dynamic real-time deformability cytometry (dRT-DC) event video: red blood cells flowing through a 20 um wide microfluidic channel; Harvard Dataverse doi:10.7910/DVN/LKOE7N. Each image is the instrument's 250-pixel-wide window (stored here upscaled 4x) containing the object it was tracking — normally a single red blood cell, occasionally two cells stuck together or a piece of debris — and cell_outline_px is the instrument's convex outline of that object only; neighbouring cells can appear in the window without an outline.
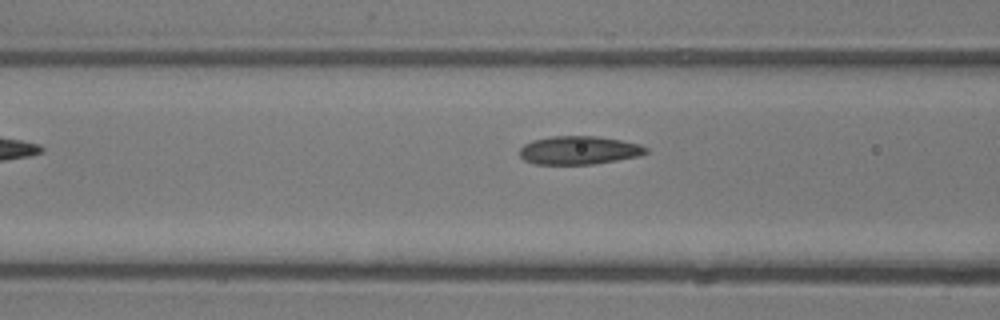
{"species": "common noctule bat (a hibernating species)", "species_latin": "Nyctalus noctula", "temperature_condition": "room temperature", "stored_images_in_passage": 7, "camera_frame_rate_fps": 3000, "um_per_image_px": 0.085, "animal": {"sex": "male", "body_mass_g": 13.3}, "frame": {"image": 1, "passage_image": 5, "time_ms": 4.667, "image_size_px": [1000, 320], "cell_outline_px": [[648, 152], [640, 156], [592, 164], [536, 164], [524, 160], [520, 156], [520, 148], [524, 144], [532, 140], [552, 136], [600, 136], [640, 144], [648, 148]], "centroid_in_image_um": [49.22, 12.76], "position_along_channel_um": 117.4, "area_um2": 20.92}}
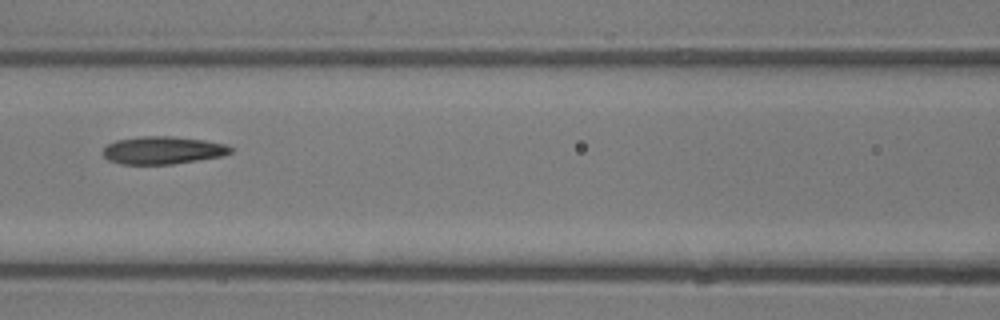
{"frame": {"image": 2, "passage_image": 6, "time_ms": 6.667, "image_size_px": [1000, 320], "cell_outline_px": [[232, 152], [224, 156], [172, 164], [120, 164], [108, 160], [104, 156], [104, 148], [108, 144], [116, 140], [140, 136], [172, 136], [204, 140], [228, 144], [232, 148]], "centroid_in_image_um": [13.87, 12.77], "position_along_channel_um": 152.7, "area_um2": 20.69}}
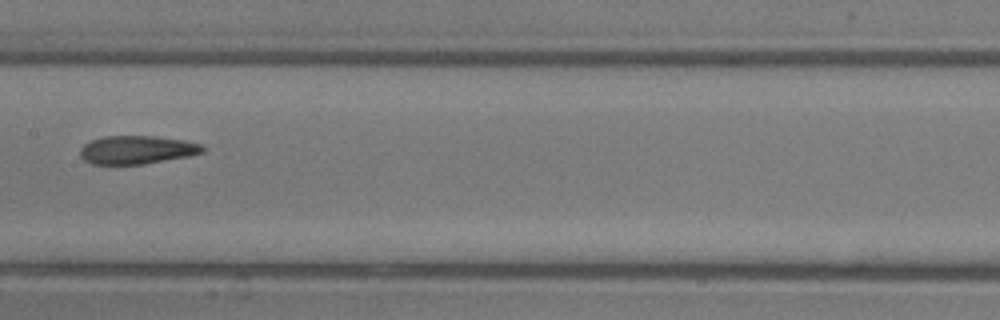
{"frame": {"image": 3, "passage_image": 7, "time_ms": 7.667, "image_size_px": [1000, 320], "cell_outline_px": [[204, 152], [188, 156], [144, 164], [92, 164], [84, 160], [80, 156], [80, 148], [84, 144], [92, 140], [104, 136], [152, 136], [184, 140], [200, 144], [204, 148]], "centroid_in_image_um": [11.61, 12.74], "position_along_channel_um": 195.8, "area_um2": 20.11}}